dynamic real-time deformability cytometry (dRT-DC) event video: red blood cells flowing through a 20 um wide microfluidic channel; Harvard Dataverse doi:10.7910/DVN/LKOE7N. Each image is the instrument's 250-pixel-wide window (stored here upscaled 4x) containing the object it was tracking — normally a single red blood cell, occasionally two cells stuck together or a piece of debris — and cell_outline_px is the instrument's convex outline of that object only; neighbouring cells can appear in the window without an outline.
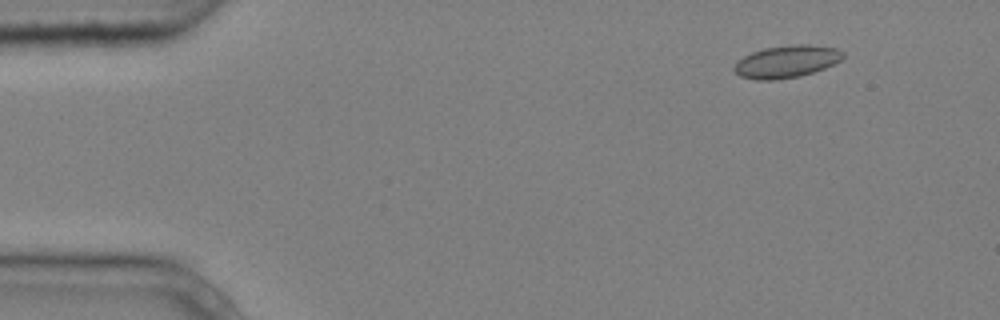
{"species": "common noctule bat (a hibernating species)", "species_latin": "Nyctalus noctula", "temperature_condition": "cold", "stored_images_in_passage": 4, "camera_frame_rate_fps": 3000, "um_per_image_px": 0.085, "animal": {"sex": "male", "body_mass_g": 20.4}, "frame": {"image": 1, "passage_image": 1, "time_ms": 0.0, "image_size_px": [1000, 320], "cell_outline_px": [[844, 56], [840, 60], [824, 68], [800, 76], [776, 80], [756, 80], [740, 76], [732, 72], [732, 68], [744, 56], [752, 52], [764, 48], [792, 44], [812, 44], [836, 48], [844, 52]], "centroid_in_image_um": [66.84, 5.23], "position_along_channel_um": 18.2, "area_um2": 20.58}}
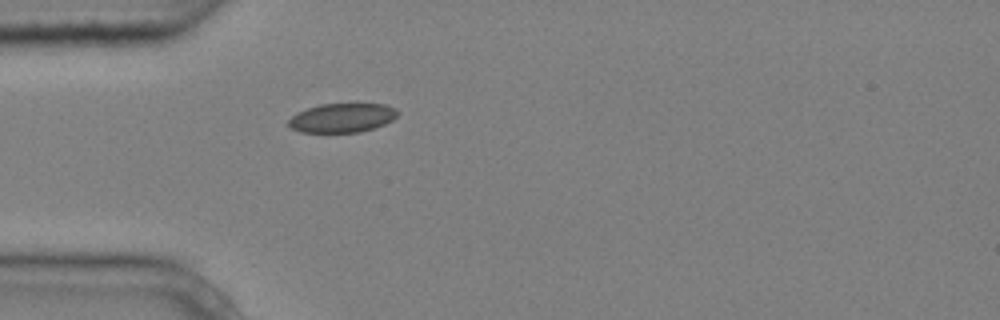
{"frame": {"image": 2, "passage_image": 4, "time_ms": 1.0, "image_size_px": [1000, 320], "cell_outline_px": [[400, 112], [392, 120], [384, 124], [360, 132], [300, 132], [292, 128], [288, 124], [288, 120], [296, 112], [320, 104], [384, 104], [396, 108]], "centroid_in_image_um": [29.08, 10.01], "position_along_channel_um": 55.9, "area_um2": 18.44}}